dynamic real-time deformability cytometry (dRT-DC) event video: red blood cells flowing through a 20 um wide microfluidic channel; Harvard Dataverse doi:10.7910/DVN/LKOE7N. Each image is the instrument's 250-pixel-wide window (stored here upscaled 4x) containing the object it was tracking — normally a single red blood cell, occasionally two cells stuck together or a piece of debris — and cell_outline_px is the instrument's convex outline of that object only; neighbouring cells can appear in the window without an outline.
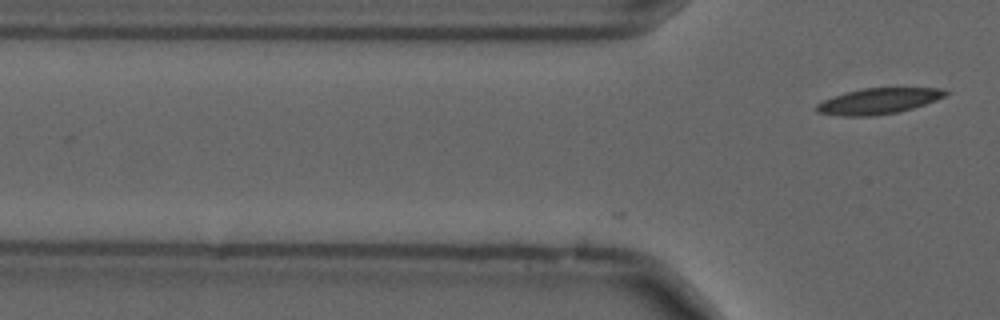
{"species": "common noctule bat (a hibernating species)", "species_latin": "Nyctalus noctula", "temperature_condition": "cold", "stored_images_in_passage": 2, "camera_frame_rate_fps": 3000, "um_per_image_px": 0.085, "animal": {"sex": "male", "forearm_length_mm": 52.5}, "frame": {"image": 1, "passage_image": 2, "time_ms": 0.333, "image_size_px": [1000, 320], "cell_outline_px": [[948, 92], [944, 96], [936, 100], [900, 112], [872, 116], [840, 116], [816, 112], [816, 104], [832, 96], [864, 88], [944, 88]], "centroid_in_image_um": [74.65, 8.6], "position_along_channel_um": 51.2, "area_um2": 19.31}}